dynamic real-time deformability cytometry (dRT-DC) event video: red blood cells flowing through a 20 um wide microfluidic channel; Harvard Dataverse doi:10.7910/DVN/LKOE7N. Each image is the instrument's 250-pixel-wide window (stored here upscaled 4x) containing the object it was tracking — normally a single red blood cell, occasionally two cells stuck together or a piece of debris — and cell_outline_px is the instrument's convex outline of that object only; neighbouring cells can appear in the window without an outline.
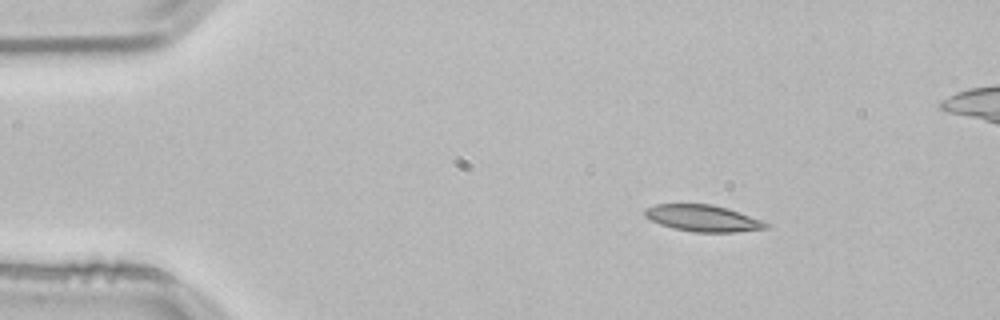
{"species": "common noctule bat (a hibernating species)", "species_latin": "Nyctalus noctula", "temperature_condition": "room temperature", "stored_images_in_passage": 47, "camera_frame_rate_fps": 3000, "um_per_image_px": 0.085, "animal": {"sex": "male", "body_mass_g": 21.5, "forearm_length_mm": 52.0}, "frame": {"image": 1, "passage_image": 1, "time_ms": 0.0, "image_size_px": [1000, 320], "cell_outline_px": [[768, 228], [736, 232], [692, 232], [672, 228], [660, 224], [644, 216], [644, 208], [656, 204], [712, 204], [728, 208], [760, 220], [768, 224]], "centroid_in_image_um": [59.7, 18.55], "position_along_channel_um": 25.3, "area_um2": 18.67}}
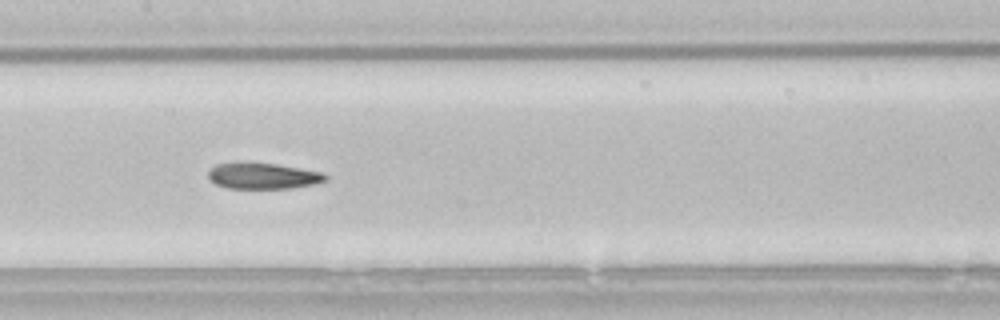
{"frame": {"image": 2, "passage_image": 19, "time_ms": 6.0, "image_size_px": [1000, 320], "cell_outline_px": [[328, 180], [312, 184], [292, 188], [228, 188], [216, 184], [208, 180], [208, 172], [216, 164], [240, 160], [276, 164], [320, 172], [328, 176]], "centroid_in_image_um": [22.28, 14.92], "position_along_channel_um": 185.1, "area_um2": 18.09}}
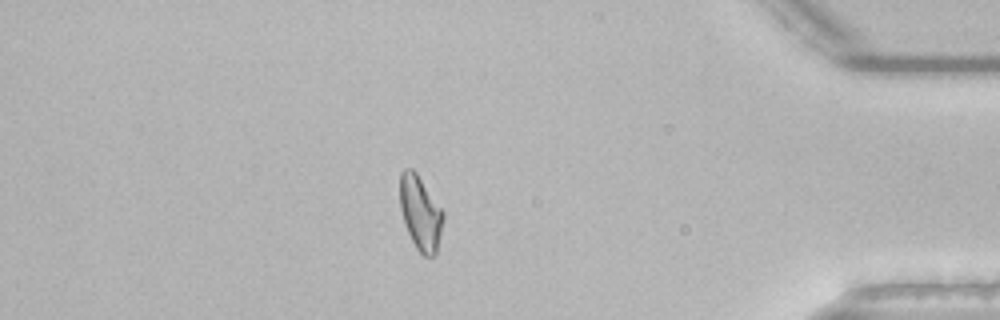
{"frame": {"image": 3, "passage_image": 39, "time_ms": 12.667, "image_size_px": [1000, 320], "cell_outline_px": [[444, 220], [436, 252], [432, 256], [424, 256], [416, 248], [404, 224], [400, 208], [400, 172], [404, 168], [412, 168], [416, 172], [444, 212]], "centroid_in_image_um": [35.72, 18.08], "position_along_channel_um": 399.5, "area_um2": 18.67}, "authors_computed_cell_mechanics": {"area_um2": 18.785, "velocity_mm_per_s": 3.8027, "shape_relaxation_time_tau1_ms": 8.5705, "shape_relaxation_time_tau2_ms": 3.7888, "deformation_change_tau1": 0.1991, "deformation_change_tau2": 0.1177}}